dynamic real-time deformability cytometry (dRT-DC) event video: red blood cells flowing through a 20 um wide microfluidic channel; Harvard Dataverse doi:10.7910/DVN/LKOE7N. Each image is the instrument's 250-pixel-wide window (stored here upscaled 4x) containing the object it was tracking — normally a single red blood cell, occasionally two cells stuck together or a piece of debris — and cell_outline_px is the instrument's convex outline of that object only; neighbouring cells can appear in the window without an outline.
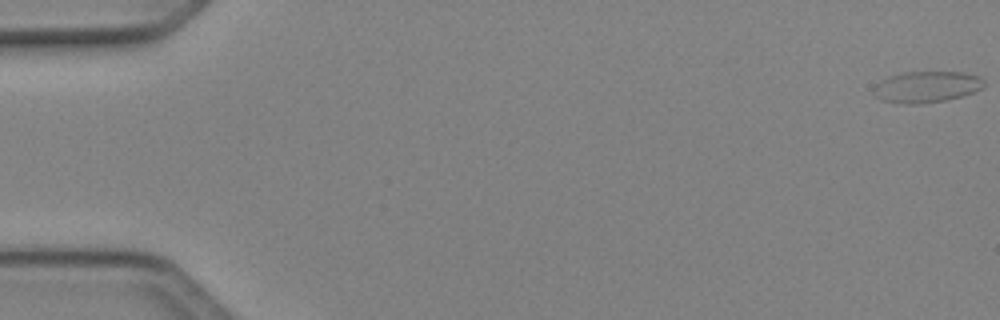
{"species": "Egyptian fruit bat (a non-hibernating species)", "species_latin": "Rousettus aegyptiacus", "temperature_condition": "cold", "stored_images_in_passage": 50, "camera_frame_rate_fps": 3000, "um_per_image_px": 0.085, "animal": {"sex": "female"}, "frame": {"image": 1, "passage_image": 1, "time_ms": 0.0, "image_size_px": [1000, 320], "cell_outline_px": [[984, 88], [964, 96], [944, 100], [916, 104], [904, 104], [880, 100], [872, 92], [876, 84], [888, 76], [904, 72], [964, 72], [980, 76], [984, 80]], "centroid_in_image_um": [78.78, 7.38], "position_along_channel_um": 6.2, "area_um2": 20.29}}
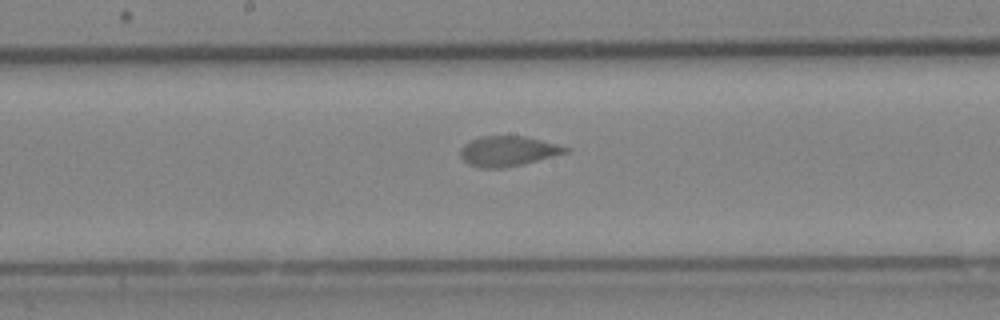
{"frame": {"image": 2, "passage_image": 27, "time_ms": 8.667, "image_size_px": [1000, 320], "cell_outline_px": [[572, 148], [568, 152], [504, 168], [480, 168], [468, 164], [460, 156], [460, 148], [464, 144], [480, 136], [524, 136]], "centroid_in_image_um": [43.13, 12.84], "position_along_channel_um": 205.1, "area_um2": 18.21}}
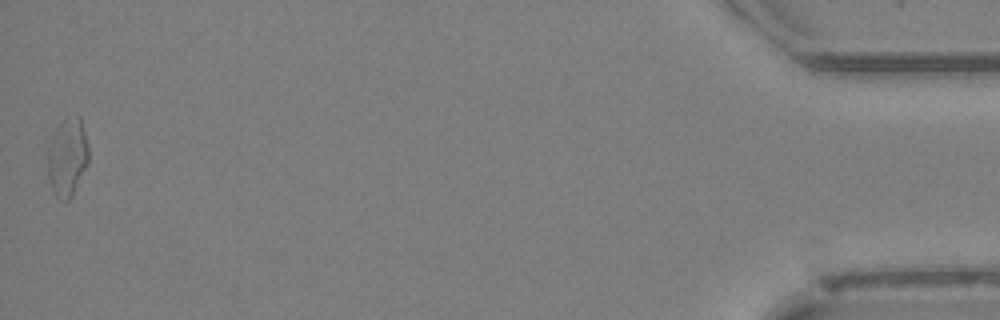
{"frame": {"image": 3, "passage_image": 50, "time_ms": 16.333, "image_size_px": [1000, 320], "cell_outline_px": [[88, 164], [72, 196], [64, 204], [52, 192], [48, 176], [48, 140], [56, 128], [64, 120], [80, 116], [88, 148]], "centroid_in_image_um": [5.7, 13.42], "position_along_channel_um": 429.5, "area_um2": 18.67}, "authors_computed_cell_mechanics": {"area_um2": 19.1318, "velocity_mm_per_s": 4.1455, "shape_relaxation_time_tau1_ms": 5.3936, "shape_relaxation_time_tau2_ms": 0.769, "deformation_change_tau1": 0.1777, "deformation_change_tau2": 0.052}}